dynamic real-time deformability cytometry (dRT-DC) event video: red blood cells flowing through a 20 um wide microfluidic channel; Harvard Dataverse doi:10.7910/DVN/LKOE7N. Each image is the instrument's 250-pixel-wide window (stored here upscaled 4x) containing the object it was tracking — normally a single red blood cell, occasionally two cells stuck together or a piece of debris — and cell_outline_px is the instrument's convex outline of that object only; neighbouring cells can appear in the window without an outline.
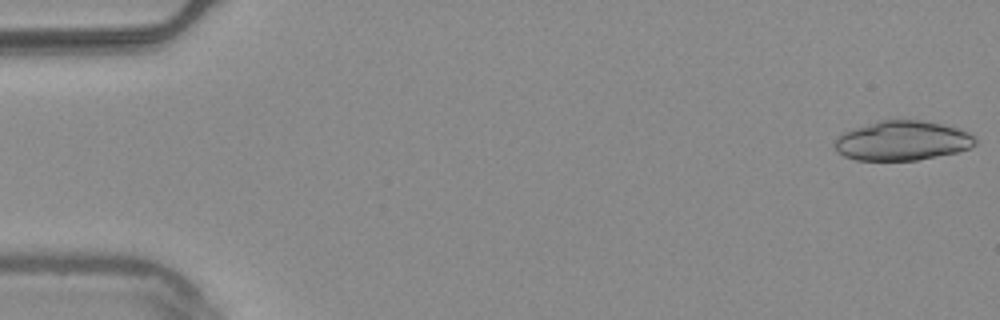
{"species": "common noctule bat (a hibernating species)", "species_latin": "Nyctalus noctula", "temperature_condition": "warm", "stored_images_in_passage": 25, "camera_frame_rate_fps": 3000, "um_per_image_px": 0.085, "animal": {"sex": "male", "body_mass_g": 20.4}, "frame": {"image": 1, "passage_image": 1, "time_ms": 0.0, "image_size_px": [1000, 320], "cell_outline_px": [[976, 144], [968, 148], [956, 152], [916, 160], [856, 160], [844, 156], [836, 152], [832, 144], [836, 136], [848, 128], [880, 120], [924, 120], [960, 128], [968, 132], [976, 140]], "centroid_in_image_um": [76.61, 11.94], "position_along_channel_um": 8.4, "area_um2": 32.83}}